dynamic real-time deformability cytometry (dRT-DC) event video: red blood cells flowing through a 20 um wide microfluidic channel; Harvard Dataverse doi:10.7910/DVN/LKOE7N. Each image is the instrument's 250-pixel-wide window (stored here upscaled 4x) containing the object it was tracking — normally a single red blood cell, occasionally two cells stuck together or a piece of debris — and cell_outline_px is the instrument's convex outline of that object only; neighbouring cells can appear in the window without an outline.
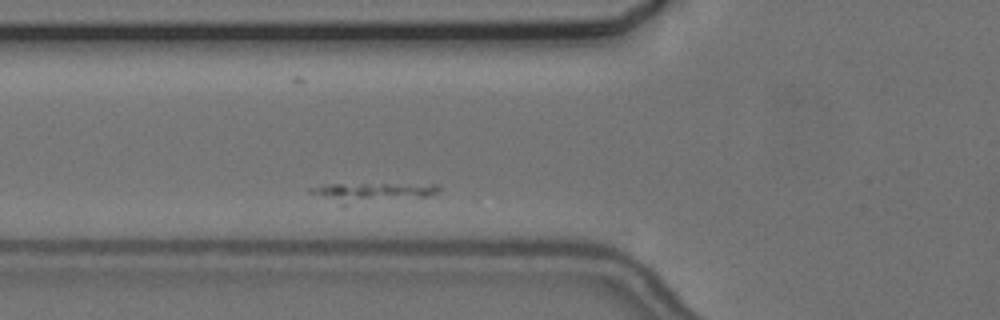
{"species": "common noctule bat (a hibernating species)", "species_latin": "Nyctalus noctula", "temperature_condition": "cold", "stored_images_in_passage": 36, "camera_frame_rate_fps": 3000, "um_per_image_px": 0.085, "animal": {"sex": "female", "body_mass_g": 24.6, "forearm_length_mm": 56.2}, "frame": {"image": 1, "passage_image": 7, "time_ms": 2.0, "image_size_px": [1000, 320], "cell_outline_px": [[440, 188], [436, 192], [428, 196], [344, 208], [308, 192], [308, 188], [324, 184], [440, 184]], "centroid_in_image_um": [31.52, 16.41], "position_along_channel_um": 94.3, "area_um2": 15.61}}
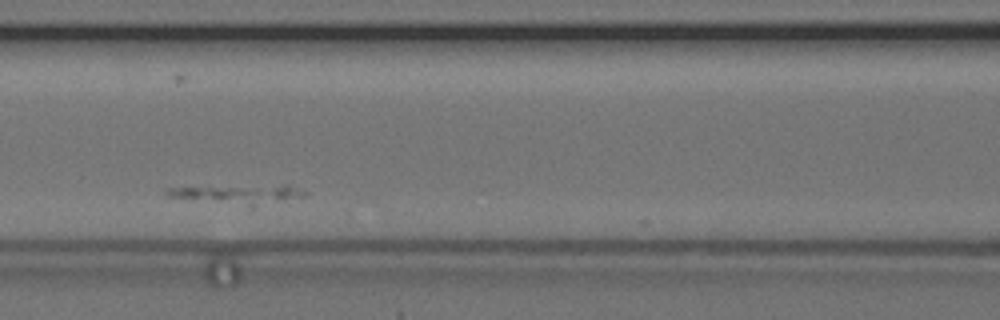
{"frame": {"image": 2, "passage_image": 12, "time_ms": 3.667, "image_size_px": [1000, 320], "cell_outline_px": [[308, 192], [304, 196], [256, 208], [248, 208], [168, 196], [164, 192], [164, 188], [284, 184], [288, 184]], "centroid_in_image_um": [20.34, 16.53], "position_along_channel_um": 146.3, "area_um2": 16.3}}
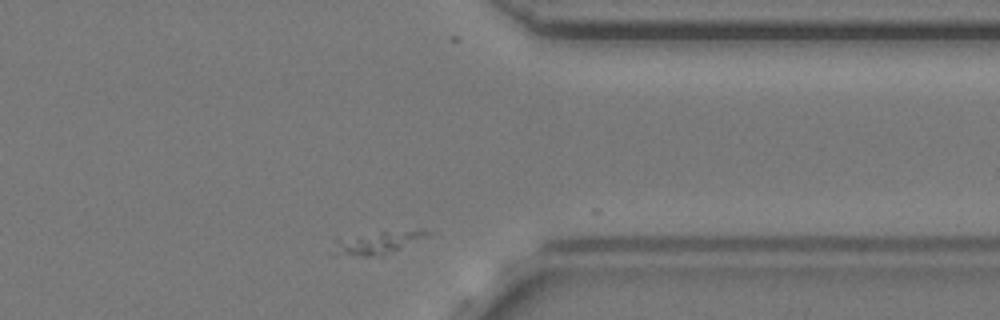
{"frame": {"image": 3, "passage_image": 34, "time_ms": 11.0, "image_size_px": [1000, 320], "cell_outline_px": [[428, 236], [380, 256], [332, 256], [328, 252], [336, 240], [380, 232], [416, 228], [420, 228], [428, 232]], "centroid_in_image_um": [32.0, 20.65], "position_along_channel_um": 379.4, "area_um2": 12.48}}